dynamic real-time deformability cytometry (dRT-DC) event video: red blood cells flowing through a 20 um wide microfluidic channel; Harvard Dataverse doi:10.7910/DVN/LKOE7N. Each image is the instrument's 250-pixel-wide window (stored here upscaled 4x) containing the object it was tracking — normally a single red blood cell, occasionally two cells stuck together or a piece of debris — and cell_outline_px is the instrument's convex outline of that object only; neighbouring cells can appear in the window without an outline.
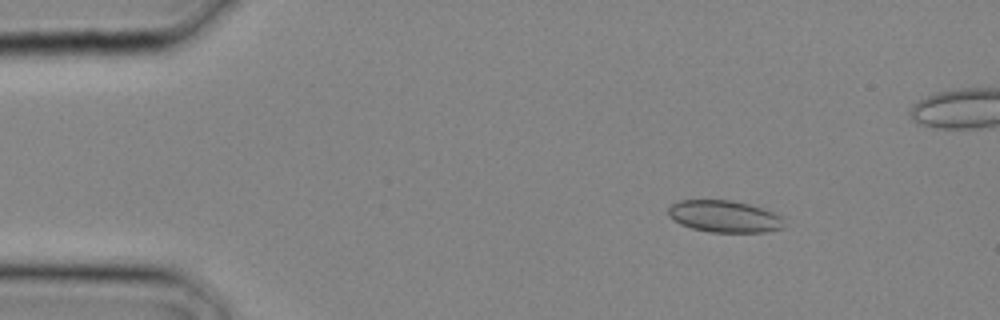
{"species": "common noctule bat (a hibernating species)", "species_latin": "Nyctalus noctula", "temperature_condition": "cold", "stored_images_in_passage": 12, "camera_frame_rate_fps": 3000, "um_per_image_px": 0.085, "animal": {"sex": "male", "body_mass_g": 20.4}, "frame": {"image": 1, "passage_image": 4, "time_ms": 1.0, "image_size_px": [1000, 320], "cell_outline_px": [[784, 228], [764, 232], [708, 232], [692, 228], [680, 224], [668, 216], [668, 208], [672, 204], [680, 200], [732, 200], [748, 204], [772, 212], [780, 216]], "centroid_in_image_um": [61.52, 18.4], "position_along_channel_um": 23.5, "area_um2": 21.39}}
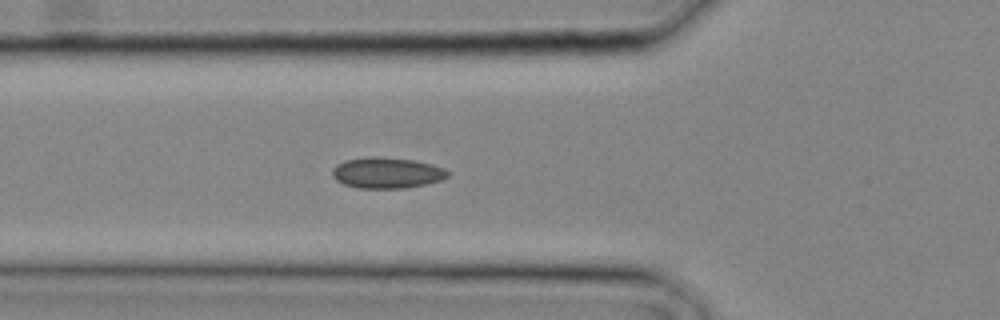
{"frame": {"image": 2, "passage_image": 10, "time_ms": 3.0, "image_size_px": [1000, 320], "cell_outline_px": [[452, 172], [448, 176], [440, 180], [424, 184], [404, 188], [356, 188], [344, 184], [336, 180], [332, 176], [332, 168], [336, 164], [344, 160], [368, 156], [380, 156], [416, 160], [432, 164], [444, 168]], "centroid_in_image_um": [32.87, 14.67], "position_along_channel_um": 92.9, "area_um2": 21.1}}
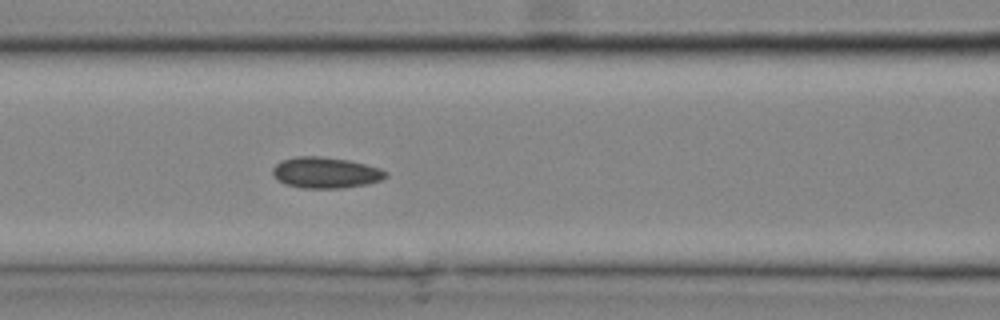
{"frame": {"image": 3, "passage_image": 12, "time_ms": 3.667, "image_size_px": [1000, 320], "cell_outline_px": [[388, 176], [380, 180], [368, 184], [340, 188], [304, 188], [284, 184], [272, 176], [272, 168], [280, 160], [296, 156], [320, 156], [348, 160], [380, 168], [388, 172]], "centroid_in_image_um": [27.65, 14.67], "position_along_channel_um": 139.0, "area_um2": 20.58}}